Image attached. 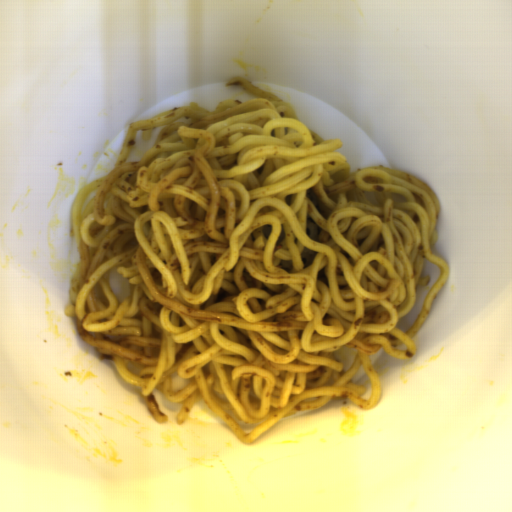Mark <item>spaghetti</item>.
Segmentation results:
<instances>
[{
  "instance_id": "spaghetti-1",
  "label": "spaghetti",
  "mask_w": 512,
  "mask_h": 512,
  "mask_svg": "<svg viewBox=\"0 0 512 512\" xmlns=\"http://www.w3.org/2000/svg\"><path fill=\"white\" fill-rule=\"evenodd\" d=\"M253 97L198 102L130 124L110 170L72 209L80 261L66 317L120 376L181 404L202 399L245 445L281 419L332 399L372 409L381 398L371 357L412 358L432 301L449 277L435 253L441 203L418 177L351 171L288 102L251 84ZM164 125V126H163ZM163 126L127 160L137 131ZM441 274L409 331L424 261ZM133 285L118 301L109 274ZM230 294L213 303L219 289ZM358 350L349 369L335 358ZM372 386L350 378L360 366Z\"/></svg>"
}]
</instances>
